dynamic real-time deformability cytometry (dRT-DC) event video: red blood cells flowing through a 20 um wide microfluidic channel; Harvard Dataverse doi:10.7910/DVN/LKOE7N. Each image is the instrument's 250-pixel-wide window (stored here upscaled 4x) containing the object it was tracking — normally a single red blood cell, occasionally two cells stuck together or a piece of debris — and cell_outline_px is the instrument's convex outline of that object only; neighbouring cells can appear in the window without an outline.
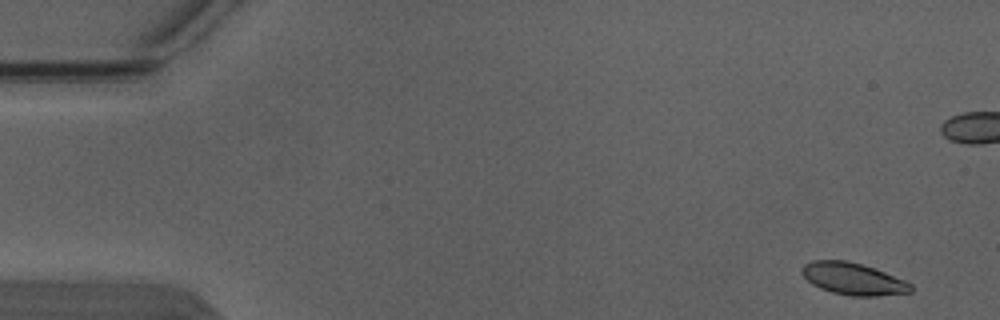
{"species": "Egyptian fruit bat (a non-hibernating species)", "species_latin": "Rousettus aegyptiacus", "temperature_condition": "warm", "stored_images_in_passage": 5, "segment_of_instrument_passage": [2, 2], "camera_frame_rate_fps": 3000, "um_per_image_px": 0.085, "animal": {"sex": "male"}, "frame": {"image": 1, "passage_image": 5, "time_ms": 1.333, "image_size_px": [1000, 320], "cell_outline_px": [[912, 292], [876, 296], [852, 296], [832, 292], [820, 288], [812, 284], [804, 276], [800, 268], [804, 264], [812, 260], [848, 260], [884, 272], [904, 280], [912, 284]], "centroid_in_image_um": [72.5, 23.7], "position_along_channel_um": 12.5, "area_um2": 20.17}}